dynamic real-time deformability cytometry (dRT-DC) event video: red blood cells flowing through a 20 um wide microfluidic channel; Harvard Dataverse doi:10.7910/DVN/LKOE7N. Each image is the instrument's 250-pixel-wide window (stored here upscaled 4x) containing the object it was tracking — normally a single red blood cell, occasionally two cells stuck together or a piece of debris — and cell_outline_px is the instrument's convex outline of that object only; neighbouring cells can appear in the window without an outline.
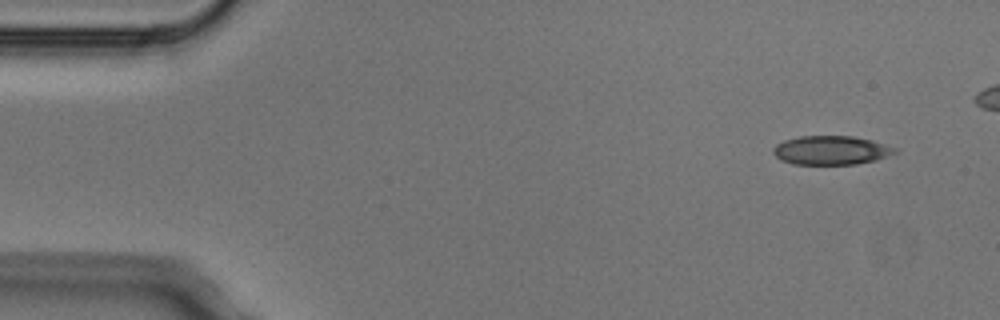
{"species": "Egyptian fruit bat (a non-hibernating species)", "species_latin": "Rousettus aegyptiacus", "temperature_condition": "cold", "stored_images_in_passage": 5, "camera_frame_rate_fps": 3000, "um_per_image_px": 0.085, "animal": {"sex": "male"}, "frame": {"image": 1, "passage_image": 1, "time_ms": 0.0, "image_size_px": [1000, 320], "cell_outline_px": [[900, 148], [896, 152], [876, 160], [856, 164], [792, 164], [780, 160], [772, 152], [772, 148], [776, 144], [784, 140], [800, 136], [852, 136], [872, 140]], "centroid_in_image_um": [70.64, 12.77], "position_along_channel_um": 14.4, "area_um2": 20.63}}